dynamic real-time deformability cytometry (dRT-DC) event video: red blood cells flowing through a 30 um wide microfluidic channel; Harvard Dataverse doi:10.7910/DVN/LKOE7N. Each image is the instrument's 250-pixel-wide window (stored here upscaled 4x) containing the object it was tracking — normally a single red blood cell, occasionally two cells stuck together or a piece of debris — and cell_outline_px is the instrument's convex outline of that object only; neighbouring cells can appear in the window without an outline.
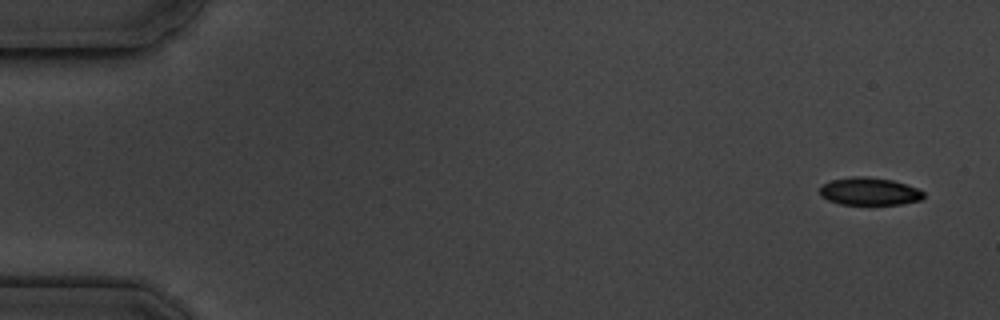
{"species": "common noctule bat (a hibernating species)", "species_latin": "Nyctalus noctula", "temperature_condition": "cold", "stored_images_in_passage": 5, "camera_frame_rate_fps": 3000, "um_per_image_px": 0.085, "animal": {"sex": "male", "body_mass_g": 19.5, "forearm_length_mm": 54.6}, "frame": {"image": 1, "passage_image": 1, "time_ms": 0.0, "image_size_px": [1000, 320], "cell_outline_px": [[924, 196], [920, 200], [900, 204], [840, 204], [828, 200], [820, 196], [820, 188], [824, 184], [832, 180], [852, 176], [868, 176], [892, 180], [916, 188], [924, 192]], "centroid_in_image_um": [73.88, 16.26], "position_along_channel_um": 11.1, "area_um2": 16.59}}
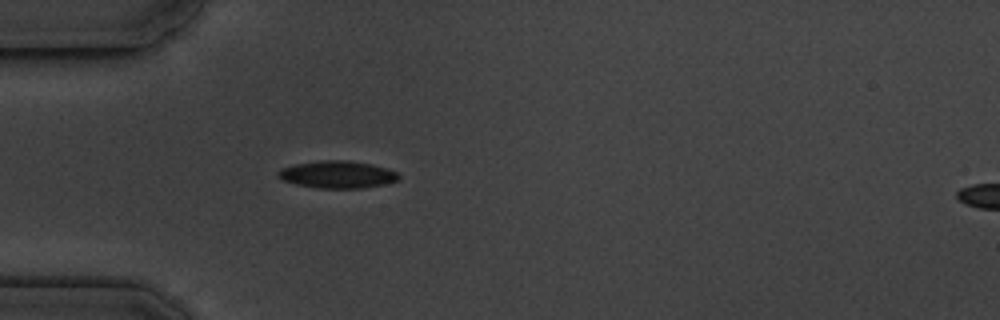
{"frame": {"image": 2, "passage_image": 5, "time_ms": 4.667, "image_size_px": [1000, 320], "cell_outline_px": [[400, 180], [384, 184], [364, 188], [320, 188], [296, 184], [284, 180], [276, 176], [276, 172], [280, 168], [292, 164], [320, 160], [348, 160], [372, 164], [388, 168], [396, 172], [400, 176]], "centroid_in_image_um": [28.67, 14.82], "position_along_channel_um": 56.3, "area_um2": 19.42}}